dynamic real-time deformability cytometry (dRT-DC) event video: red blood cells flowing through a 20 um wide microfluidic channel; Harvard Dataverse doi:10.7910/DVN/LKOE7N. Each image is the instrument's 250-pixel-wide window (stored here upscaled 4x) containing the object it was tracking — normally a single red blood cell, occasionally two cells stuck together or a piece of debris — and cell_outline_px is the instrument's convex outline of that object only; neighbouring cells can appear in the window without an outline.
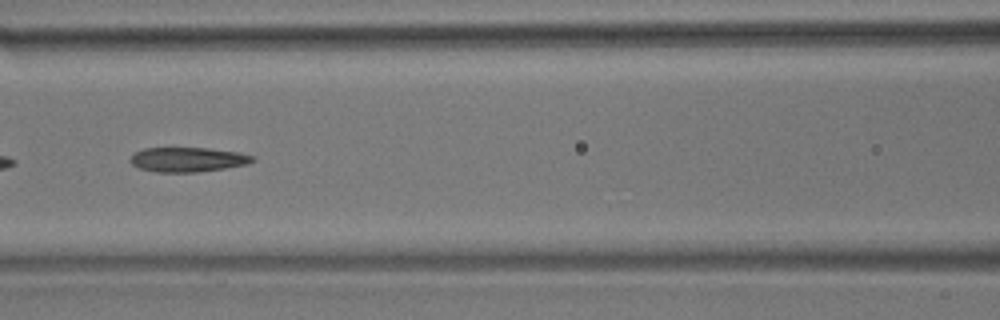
{"species": "common noctule bat (a hibernating species)", "species_latin": "Nyctalus noctula", "temperature_condition": "room temperature", "stored_images_in_passage": 57, "camera_frame_rate_fps": 3000, "um_per_image_px": 0.085, "animal": {"sex": "male", "body_mass_g": 17.9}, "frame": {"image": 1, "passage_image": 25, "time_ms": 8.0, "image_size_px": [1000, 320], "cell_outline_px": [[256, 160], [248, 164], [224, 168], [196, 172], [156, 172], [140, 168], [132, 164], [128, 160], [136, 152], [144, 148], [208, 148], [240, 152], [256, 156]], "centroid_in_image_um": [16.0, 13.56], "position_along_channel_um": 150.6, "area_um2": 17.57}}
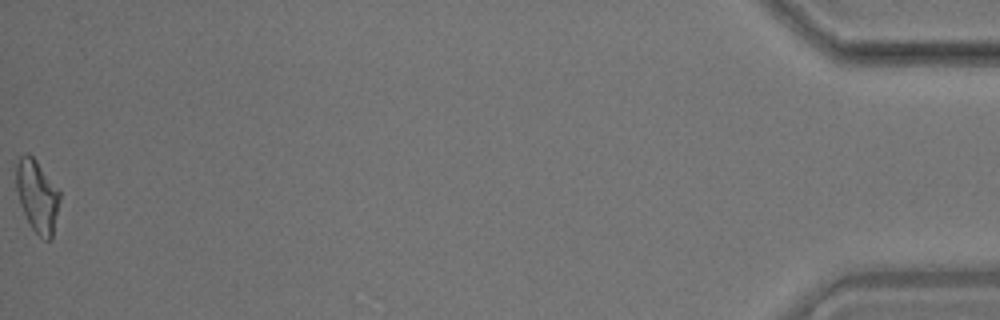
{"frame": {"image": 2, "passage_image": 57, "time_ms": 18.667, "image_size_px": [1000, 320], "cell_outline_px": [[60, 200], [52, 240], [44, 240], [32, 228], [20, 204], [16, 188], [16, 164], [20, 156], [24, 152], [28, 152], [36, 160], [60, 192]], "centroid_in_image_um": [3.16, 16.65], "position_along_channel_um": 432.0, "area_um2": 18.26}, "authors_computed_cell_mechanics": {"area_um2": 18.3226, "velocity_mm_per_s": 3.5553, "shape_relaxation_time_tau1_ms": null, "shape_relaxation_time_tau2_ms": 2.835, "deformation_change_tau1": null, "deformation_change_tau2": 0.1133}}